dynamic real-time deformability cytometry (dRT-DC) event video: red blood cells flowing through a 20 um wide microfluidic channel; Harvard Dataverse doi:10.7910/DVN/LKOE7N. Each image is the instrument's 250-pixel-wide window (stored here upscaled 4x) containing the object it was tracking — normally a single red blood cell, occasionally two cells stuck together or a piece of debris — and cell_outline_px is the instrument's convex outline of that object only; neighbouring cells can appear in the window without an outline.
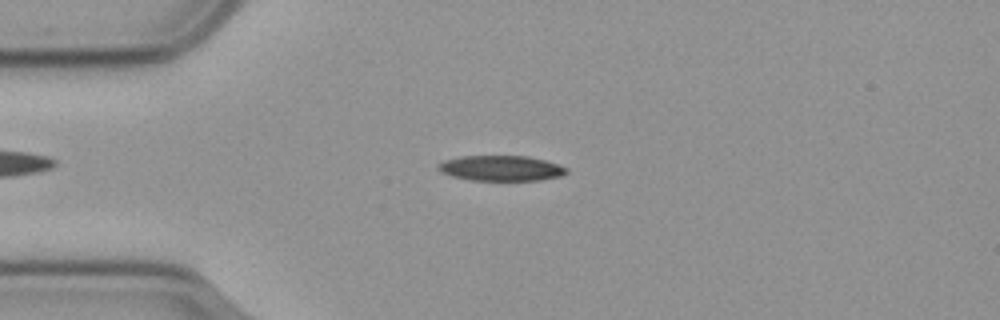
{"species": "common noctule bat (a hibernating species)", "species_latin": "Nyctalus noctula", "temperature_condition": "cold", "stored_images_in_passage": 52, "camera_frame_rate_fps": 3000, "um_per_image_px": 0.085, "animal": {"sex": "male", "body_mass_g": 23.1, "forearm_length_mm": 52.7}, "frame": {"image": 1, "passage_image": 9, "time_ms": 2.667, "image_size_px": [1000, 320], "cell_outline_px": [[568, 172], [560, 176], [540, 180], [468, 180], [452, 176], [440, 172], [436, 168], [436, 164], [444, 160], [460, 156], [528, 156], [544, 160], [568, 168]], "centroid_in_image_um": [42.53, 14.3], "position_along_channel_um": 42.5, "area_um2": 19.02}}
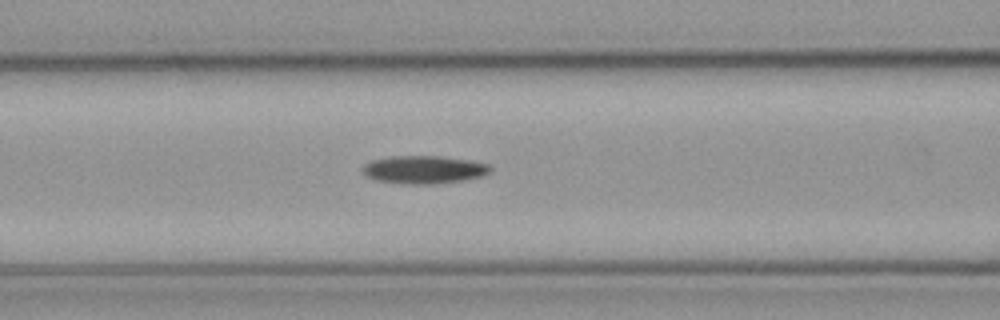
{"frame": {"image": 2, "passage_image": 18, "time_ms": 5.667, "image_size_px": [1000, 320], "cell_outline_px": [[492, 168], [488, 172], [480, 176], [464, 180], [436, 184], [400, 184], [376, 180], [368, 176], [364, 172], [364, 164], [372, 160], [392, 156], [440, 156], [468, 160], [488, 164]], "centroid_in_image_um": [36.02, 14.42], "position_along_channel_um": 130.6, "area_um2": 20.63}}
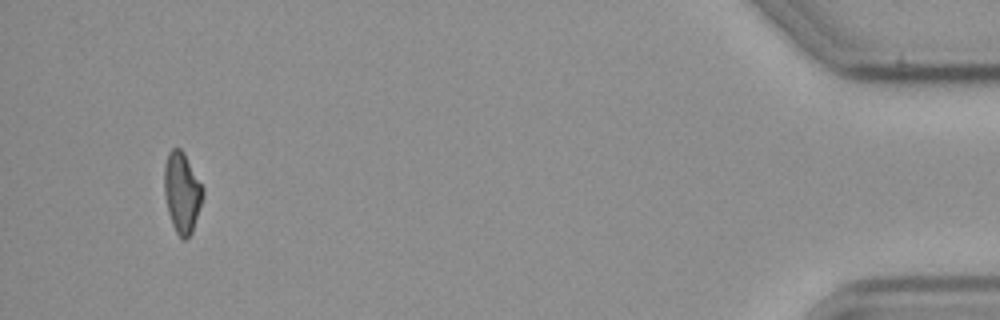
{"frame": {"image": 3, "passage_image": 49, "time_ms": 16.0, "image_size_px": [1000, 320], "cell_outline_px": [[204, 196], [192, 232], [184, 240], [176, 232], [172, 224], [168, 212], [164, 192], [164, 164], [168, 152], [172, 148], [180, 148], [184, 152], [204, 188]], "centroid_in_image_um": [15.47, 16.33], "position_along_channel_um": 419.7, "area_um2": 18.21}, "authors_computed_cell_mechanics": {"area_um2": 19.2763, "velocity_mm_per_s": 3.6012, "shape_relaxation_time_tau1_ms": 7.2393, "shape_relaxation_time_tau2_ms": null, "deformation_change_tau1": 0.1678, "deformation_change_tau2": null}}